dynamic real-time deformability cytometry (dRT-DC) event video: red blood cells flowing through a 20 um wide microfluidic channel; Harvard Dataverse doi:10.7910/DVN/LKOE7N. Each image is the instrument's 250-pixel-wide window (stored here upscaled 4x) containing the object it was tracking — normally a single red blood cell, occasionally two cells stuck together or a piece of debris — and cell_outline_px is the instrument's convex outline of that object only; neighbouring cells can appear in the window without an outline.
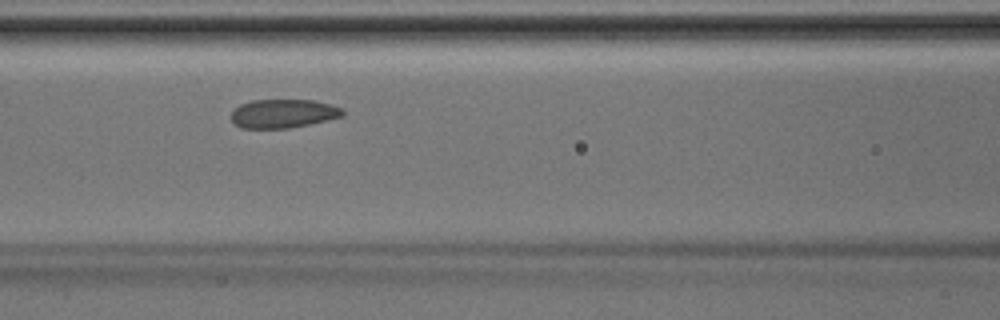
{"species": "Egyptian fruit bat (a non-hibernating species)", "species_latin": "Rousettus aegyptiacus", "temperature_condition": "room temperature", "stored_images_in_passage": 36, "camera_frame_rate_fps": 3000, "um_per_image_px": 0.085, "animal": {"sex": "male"}, "frame": {"image": 1, "passage_image": 11, "time_ms": 3.333, "image_size_px": [1000, 320], "cell_outline_px": [[344, 116], [308, 124], [288, 128], [240, 128], [232, 120], [232, 112], [240, 104], [252, 100], [312, 100], [328, 104], [340, 108], [344, 112]], "centroid_in_image_um": [24.05, 9.65], "position_along_channel_um": 142.5, "area_um2": 18.38}}
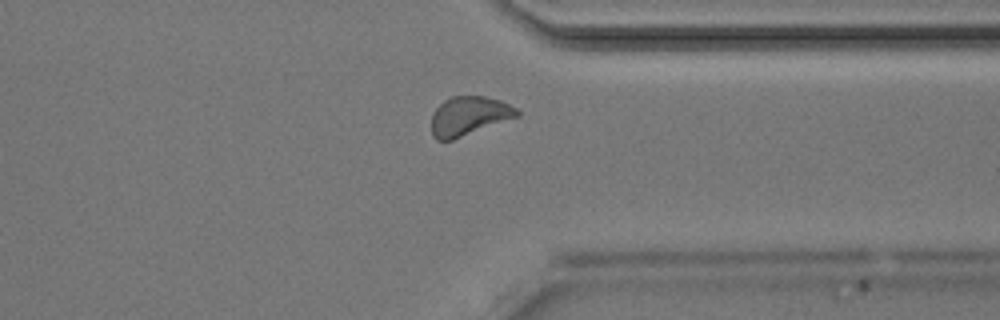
{"frame": {"image": 2, "passage_image": 26, "time_ms": 8.333, "image_size_px": [1000, 320], "cell_outline_px": [[520, 116], [452, 140], [436, 140], [432, 136], [432, 112], [444, 100], [452, 96], [484, 96], [500, 100], [516, 108], [520, 112]], "centroid_in_image_um": [39.86, 9.86], "position_along_channel_um": 371.5, "area_um2": 19.48}}